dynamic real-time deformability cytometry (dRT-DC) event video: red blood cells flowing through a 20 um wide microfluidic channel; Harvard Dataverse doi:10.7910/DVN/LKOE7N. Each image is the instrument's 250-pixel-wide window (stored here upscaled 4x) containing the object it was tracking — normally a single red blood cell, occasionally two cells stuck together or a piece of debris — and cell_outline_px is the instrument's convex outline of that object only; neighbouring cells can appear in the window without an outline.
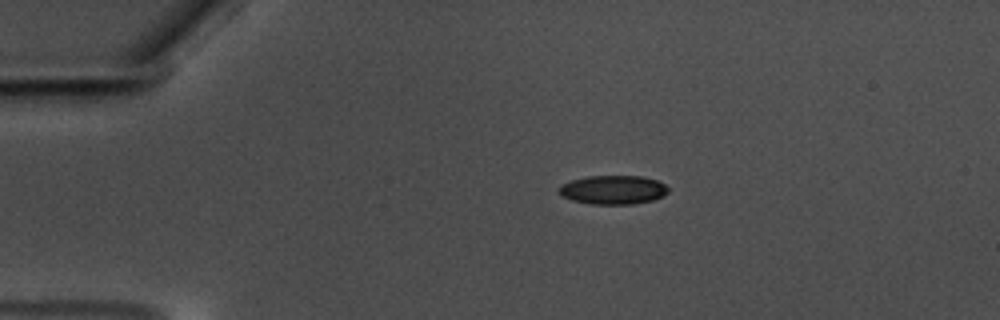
{"species": "common noctule bat (a hibernating species)", "species_latin": "Nyctalus noctula", "temperature_condition": "warm", "stored_images_in_passage": 47, "camera_frame_rate_fps": 3000, "um_per_image_px": 0.085, "animal": {"sex": "male", "body_mass_g": 17.5, "forearm_length_mm": 52.3}, "frame": {"image": 1, "passage_image": 1, "time_ms": 0.0, "image_size_px": [1000, 320], "cell_outline_px": [[668, 192], [664, 196], [652, 200], [632, 204], [592, 204], [572, 200], [556, 192], [560, 184], [572, 180], [588, 176], [644, 176], [656, 180], [664, 184], [668, 188]], "centroid_in_image_um": [52.1, 16.13], "position_along_channel_um": 32.9, "area_um2": 18.44}}
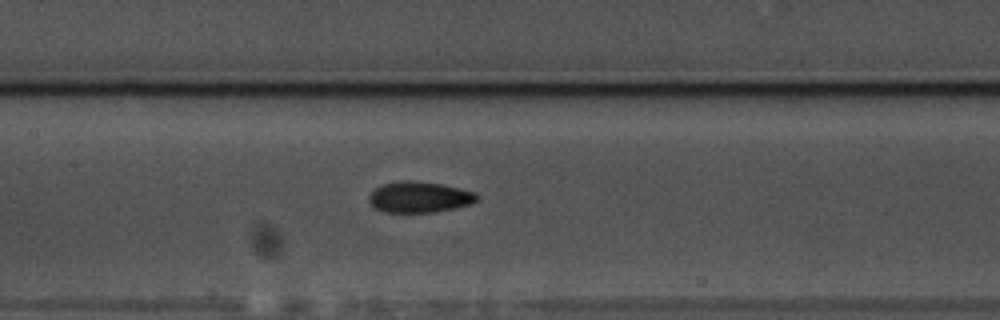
{"frame": {"image": 2, "passage_image": 17, "time_ms": 5.333, "image_size_px": [1000, 320], "cell_outline_px": [[480, 196], [472, 204], [456, 208], [436, 212], [380, 212], [372, 208], [368, 200], [368, 196], [376, 188], [384, 184], [400, 180], [412, 180], [440, 184], [460, 188], [476, 192]], "centroid_in_image_um": [35.64, 16.76], "position_along_channel_um": 171.8, "area_um2": 19.77}}
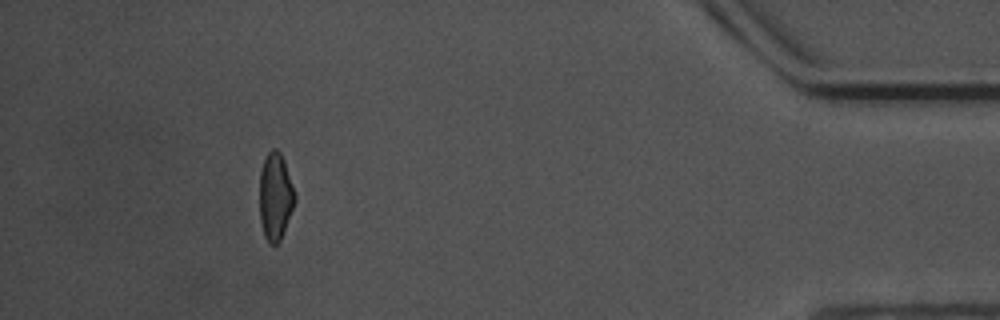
{"frame": {"image": 3, "passage_image": 42, "time_ms": 13.667, "image_size_px": [1000, 320], "cell_outline_px": [[296, 200], [280, 240], [276, 244], [268, 244], [264, 236], [260, 220], [260, 172], [264, 160], [268, 152], [272, 148], [276, 148], [280, 152], [284, 160], [296, 196]], "centroid_in_image_um": [23.4, 16.7], "position_along_channel_um": 411.8, "area_um2": 17.86}, "authors_computed_cell_mechanics": {"area_um2": 18.8428, "velocity_mm_per_s": 3.559, "shape_relaxation_time_tau1_ms": 4.6171, "shape_relaxation_time_tau2_ms": 2.8846, "deformation_change_tau1": 0.1271, "deformation_change_tau2": 0.0822}}